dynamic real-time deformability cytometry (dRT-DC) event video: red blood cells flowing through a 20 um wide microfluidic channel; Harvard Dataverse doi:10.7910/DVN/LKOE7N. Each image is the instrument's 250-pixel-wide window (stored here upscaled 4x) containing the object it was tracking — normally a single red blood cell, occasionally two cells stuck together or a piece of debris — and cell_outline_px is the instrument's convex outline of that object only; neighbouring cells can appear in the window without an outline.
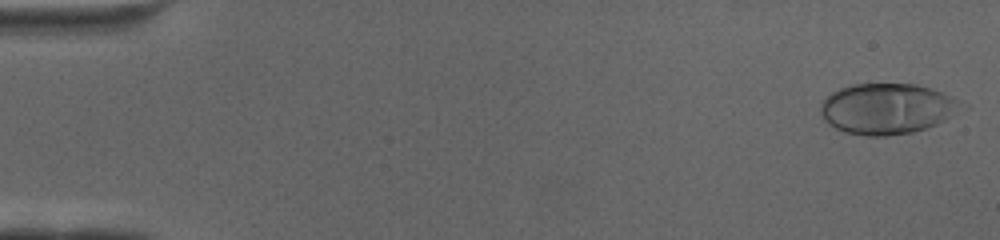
{"species": "human", "species_latin": "Homo sapiens", "temperature_condition": "cold", "stored_images_in_passage": 67, "camera_frame_rate_fps": 3000, "um_per_image_px": 0.085, "donor": {"sex": "female"}, "frame": {"image": 1, "passage_image": 2, "time_ms": 0.333, "image_size_px": [1000, 240], "cell_outline_px": [[968, 108], [936, 124], [912, 132], [884, 136], [864, 136], [844, 132], [828, 124], [824, 120], [820, 112], [820, 104], [832, 92], [840, 88], [852, 84], [916, 84], [932, 88], [952, 96], [968, 104]], "centroid_in_image_um": [75.45, 9.23], "position_along_channel_um": 9.5, "area_um2": 42.02}}
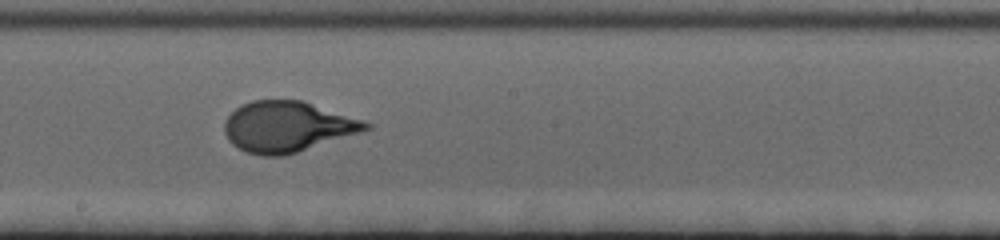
{"frame": {"image": 2, "passage_image": 38, "time_ms": 12.333, "image_size_px": [1000, 240], "cell_outline_px": [[372, 128], [360, 132], [284, 156], [260, 156], [248, 152], [232, 144], [228, 140], [224, 132], [224, 120], [236, 108], [252, 100], [300, 100], [364, 120], [372, 124]], "centroid_in_image_um": [24.41, 10.77], "position_along_channel_um": 223.8, "area_um2": 41.38}}
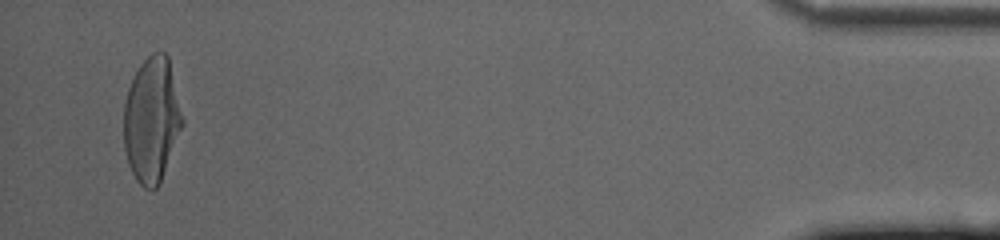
{"frame": {"image": 3, "passage_image": 65, "time_ms": 21.333, "image_size_px": [1000, 240], "cell_outline_px": [[184, 124], [160, 184], [152, 192], [144, 188], [136, 180], [128, 164], [124, 148], [124, 104], [128, 88], [140, 64], [152, 52], [164, 52], [168, 56], [184, 120]], "centroid_in_image_um": [12.9, 10.23], "position_along_channel_um": 422.3, "area_um2": 43.0}}